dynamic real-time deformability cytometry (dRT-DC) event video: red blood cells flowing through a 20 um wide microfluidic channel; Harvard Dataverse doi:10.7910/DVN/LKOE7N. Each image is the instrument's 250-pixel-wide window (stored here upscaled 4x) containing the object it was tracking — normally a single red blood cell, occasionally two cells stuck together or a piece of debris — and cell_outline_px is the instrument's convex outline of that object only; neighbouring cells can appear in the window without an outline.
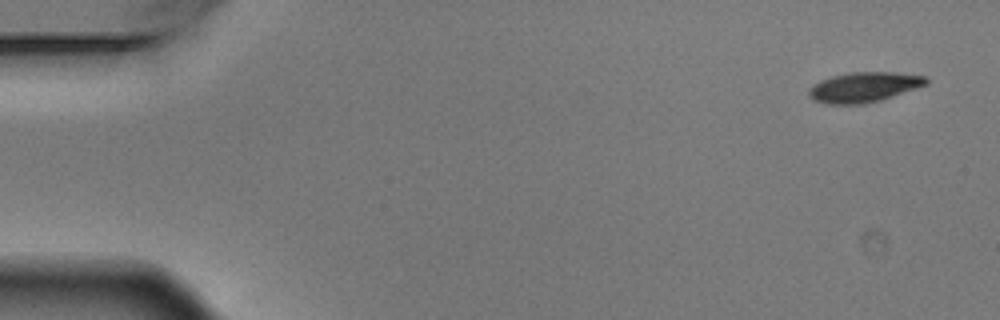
{"species": "Egyptian fruit bat (a non-hibernating species)", "species_latin": "Rousettus aegyptiacus", "temperature_condition": "warm", "stored_images_in_passage": 6, "camera_frame_rate_fps": 3000, "um_per_image_px": 0.085, "animal": {"sex": "male"}, "frame": {"image": 1, "passage_image": 1, "time_ms": 0.0, "image_size_px": [1000, 320], "cell_outline_px": [[928, 84], [880, 100], [860, 104], [828, 104], [812, 100], [808, 96], [808, 88], [812, 84], [820, 80], [832, 76], [848, 72], [896, 72], [928, 76]], "centroid_in_image_um": [73.4, 7.39], "position_along_channel_um": 11.6, "area_um2": 20.69}}
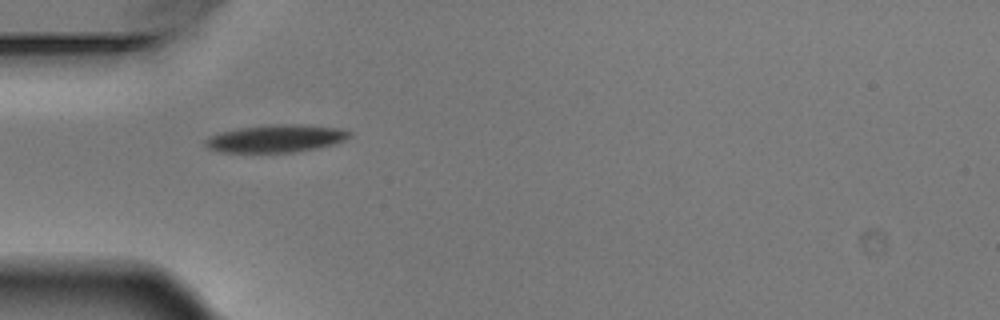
{"frame": {"image": 2, "passage_image": 5, "time_ms": 1.333, "image_size_px": [1000, 320], "cell_outline_px": [[352, 136], [336, 144], [296, 152], [220, 152], [208, 148], [204, 144], [204, 140], [220, 132], [236, 128], [268, 124], [300, 124], [340, 128], [352, 132]], "centroid_in_image_um": [23.48, 11.76], "position_along_channel_um": 61.5, "area_um2": 23.41}}
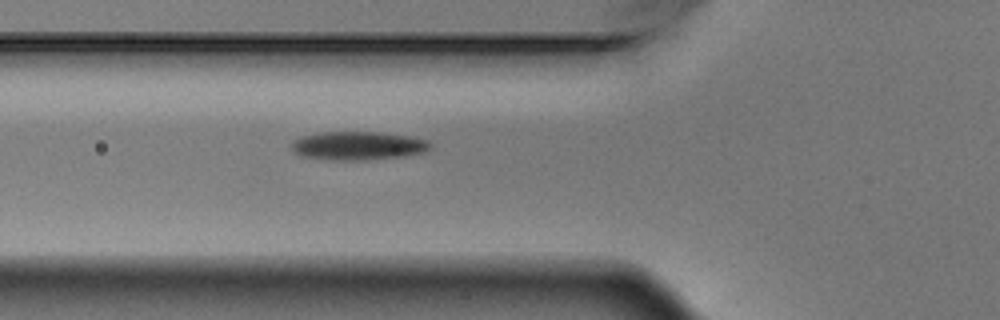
{"frame": {"image": 3, "passage_image": 6, "time_ms": 1.667, "image_size_px": [1000, 320], "cell_outline_px": [[432, 148], [424, 152], [404, 156], [368, 160], [328, 160], [300, 156], [292, 148], [292, 144], [296, 140], [304, 136], [324, 132], [380, 132], [412, 136], [428, 140], [432, 144]], "centroid_in_image_um": [30.51, 12.39], "position_along_channel_um": 95.3, "area_um2": 23.12}}